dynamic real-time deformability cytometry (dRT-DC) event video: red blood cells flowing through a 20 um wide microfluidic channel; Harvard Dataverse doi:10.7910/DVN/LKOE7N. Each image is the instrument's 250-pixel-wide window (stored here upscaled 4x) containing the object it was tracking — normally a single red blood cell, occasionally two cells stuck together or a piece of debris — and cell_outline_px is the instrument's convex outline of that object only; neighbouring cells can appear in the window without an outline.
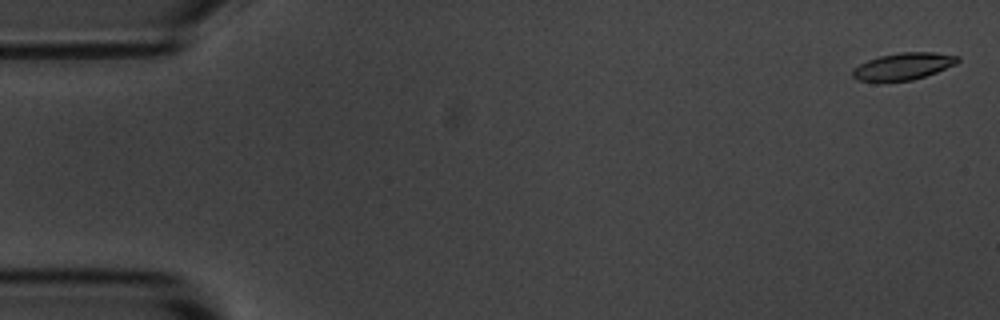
{"species": "common noctule bat (a hibernating species)", "species_latin": "Nyctalus noctula", "temperature_condition": "room temperature", "stored_images_in_passage": 6, "camera_frame_rate_fps": 3000, "um_per_image_px": 0.085, "animal": {"sex": "male", "body_mass_g": 20.1, "forearm_length_mm": 53.5}, "frame": {"image": 1, "passage_image": 1, "time_ms": 0.0, "image_size_px": [1000, 320], "cell_outline_px": [[960, 60], [956, 64], [936, 72], [912, 80], [856, 80], [852, 76], [852, 68], [868, 60], [880, 56], [900, 52], [932, 52], [960, 56]], "centroid_in_image_um": [76.8, 5.61], "position_along_channel_um": 8.2, "area_um2": 16.24}}
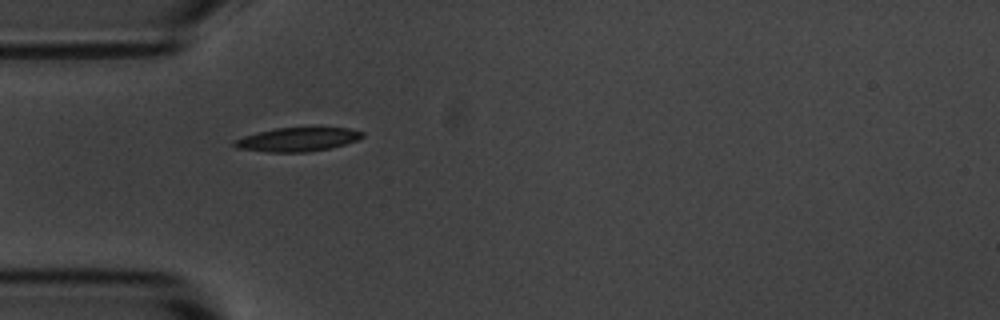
{"frame": {"image": 2, "passage_image": 5, "time_ms": 5.0, "image_size_px": [1000, 320], "cell_outline_px": [[364, 136], [356, 140], [344, 144], [328, 148], [304, 152], [268, 152], [236, 148], [232, 144], [232, 140], [256, 132], [276, 128], [348, 128], [364, 132]], "centroid_in_image_um": [25.23, 11.85], "position_along_channel_um": 59.8, "area_um2": 17.63}}